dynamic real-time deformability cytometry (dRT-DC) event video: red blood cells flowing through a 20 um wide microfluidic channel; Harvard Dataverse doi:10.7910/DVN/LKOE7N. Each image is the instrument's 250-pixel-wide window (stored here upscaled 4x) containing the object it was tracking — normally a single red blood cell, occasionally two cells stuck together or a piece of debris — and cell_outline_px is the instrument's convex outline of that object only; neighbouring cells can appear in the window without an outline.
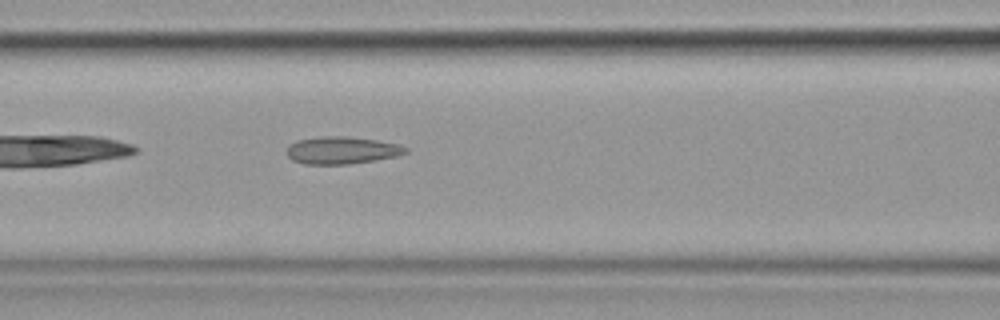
{"species": "common noctule bat (a hibernating species)", "species_latin": "Nyctalus noctula", "temperature_condition": "cold", "stored_images_in_passage": 38, "segment_of_instrument_passage": [1, 2], "camera_frame_rate_fps": 3000, "um_per_image_px": 0.085, "animal": {"sex": "female", "body_mass_g": 19.9}, "frame": {"image": 1, "passage_image": 6, "time_ms": 1.667, "image_size_px": [1000, 320], "cell_outline_px": [[408, 152], [396, 156], [376, 160], [348, 164], [304, 164], [292, 160], [288, 156], [288, 148], [296, 140], [320, 136], [348, 136], [376, 140], [396, 144], [408, 148]], "centroid_in_image_um": [29.05, 12.77], "position_along_channel_um": 137.5, "area_um2": 18.84}}